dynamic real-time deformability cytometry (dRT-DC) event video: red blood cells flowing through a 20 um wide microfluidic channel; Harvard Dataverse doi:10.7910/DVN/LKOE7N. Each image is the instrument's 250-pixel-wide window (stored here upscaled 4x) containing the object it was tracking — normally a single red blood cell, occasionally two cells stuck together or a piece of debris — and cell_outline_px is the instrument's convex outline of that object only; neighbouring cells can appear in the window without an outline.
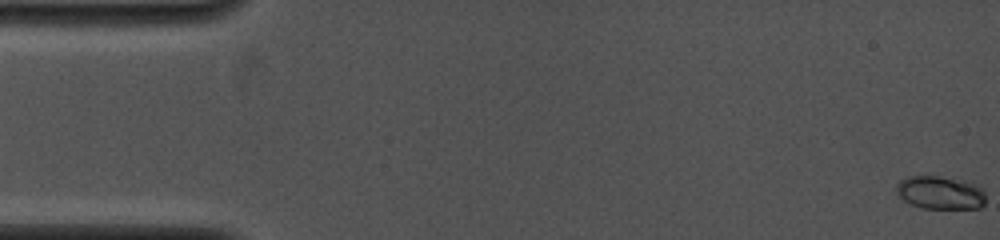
{"species": "common noctule bat (a hibernating species)", "species_latin": "Nyctalus noctula", "temperature_condition": "cold", "stored_images_in_passage": 7, "camera_frame_rate_fps": 4000, "um_per_image_px": 0.085, "animal": {"sex": "female", "body_mass_g": 19.0, "forearm_length_mm": 53.3}, "frame": {"image": 1, "passage_image": 1, "time_ms": 0.0, "image_size_px": [1000, 240], "cell_outline_px": [[984, 204], [980, 208], [920, 208], [904, 200], [896, 192], [896, 184], [900, 180], [908, 176], [940, 176], [972, 180], [980, 184], [984, 192]], "centroid_in_image_um": [79.97, 16.34], "position_along_channel_um": 5.0, "area_um2": 17.69}}
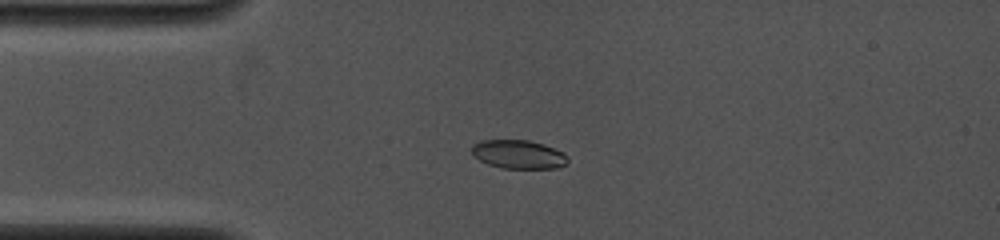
{"frame": {"image": 2, "passage_image": 6, "time_ms": 3.75, "image_size_px": [1000, 240], "cell_outline_px": [[568, 164], [560, 168], [504, 168], [488, 164], [472, 156], [472, 144], [480, 140], [528, 140], [544, 144], [564, 152], [568, 156]], "centroid_in_image_um": [44.1, 13.12], "position_along_channel_um": 40.9, "area_um2": 16.24}}